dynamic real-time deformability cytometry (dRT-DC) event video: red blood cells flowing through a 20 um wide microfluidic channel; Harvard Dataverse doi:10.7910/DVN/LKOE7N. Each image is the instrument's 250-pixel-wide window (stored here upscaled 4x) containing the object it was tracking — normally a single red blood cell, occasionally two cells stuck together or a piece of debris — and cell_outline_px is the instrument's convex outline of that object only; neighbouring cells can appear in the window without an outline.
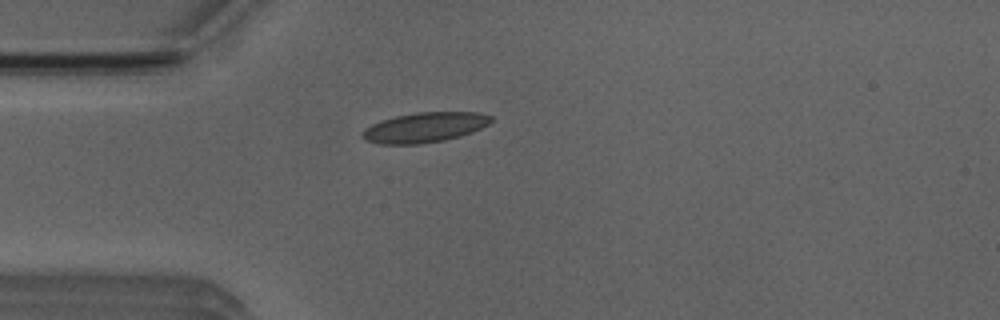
{"species": "Egyptian fruit bat (a non-hibernating species)", "species_latin": "Rousettus aegyptiacus", "temperature_condition": "room temperature", "stored_images_in_passage": 5, "camera_frame_rate_fps": 3000, "um_per_image_px": 0.085, "animal": {"sex": "male"}, "frame": {"image": 1, "passage_image": 4, "time_ms": 3.667, "image_size_px": [1000, 320], "cell_outline_px": [[492, 120], [488, 124], [472, 132], [460, 136], [444, 140], [416, 144], [380, 144], [364, 140], [360, 136], [360, 132], [364, 128], [380, 120], [396, 116], [416, 112], [480, 112], [492, 116]], "centroid_in_image_um": [36.05, 10.82], "position_along_channel_um": 48.9, "area_um2": 22.6}}